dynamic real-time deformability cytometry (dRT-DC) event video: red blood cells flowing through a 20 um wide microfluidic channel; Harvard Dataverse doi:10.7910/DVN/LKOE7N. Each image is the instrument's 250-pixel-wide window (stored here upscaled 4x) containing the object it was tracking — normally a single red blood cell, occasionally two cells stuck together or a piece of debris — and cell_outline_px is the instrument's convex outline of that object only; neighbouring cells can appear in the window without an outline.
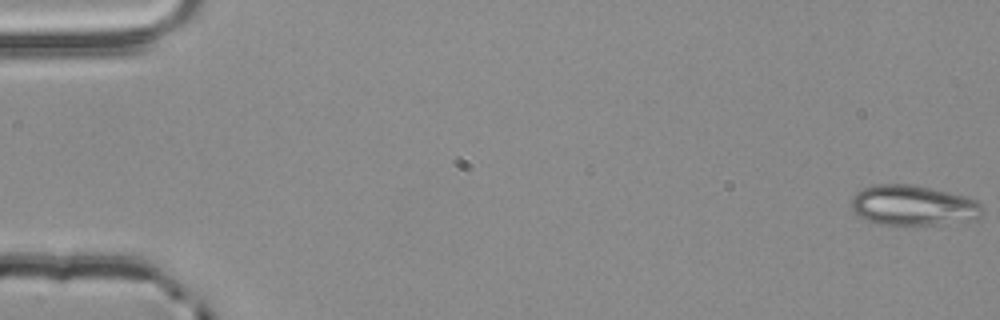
{"species": "common noctule bat (a hibernating species)", "species_latin": "Nyctalus noctula", "temperature_condition": "room temperature", "stored_images_in_passage": 55, "camera_frame_rate_fps": 3000, "um_per_image_px": 0.085, "animal": {"sex": "male", "body_mass_g": 20.4}, "frame": {"image": 1, "passage_image": 1, "time_ms": 0.0, "image_size_px": [1000, 320], "cell_outline_px": [[984, 212], [976, 220], [936, 224], [880, 224], [868, 220], [860, 216], [852, 208], [852, 196], [856, 192], [864, 188], [876, 184], [912, 184], [964, 196], [976, 200], [984, 208]], "centroid_in_image_um": [77.65, 17.45], "position_along_channel_um": 7.4, "area_um2": 30.46}}
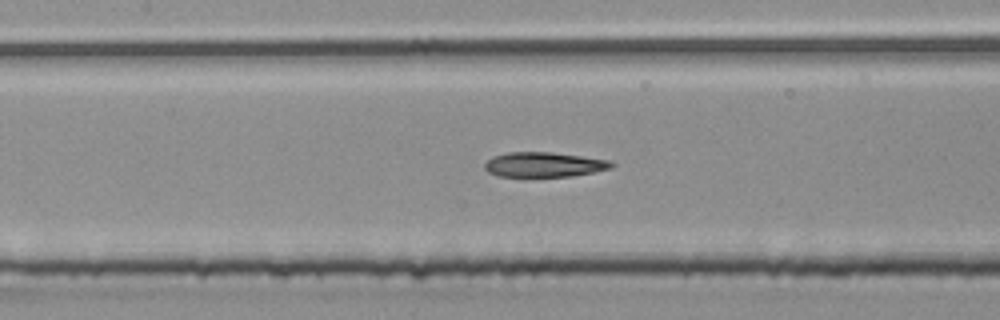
{"frame": {"image": 2, "passage_image": 26, "time_ms": 8.333, "image_size_px": [1000, 320], "cell_outline_px": [[616, 164], [612, 168], [572, 176], [500, 176], [488, 172], [484, 168], [484, 164], [492, 156], [508, 152], [552, 152], [612, 160]], "centroid_in_image_um": [46.27, 13.98], "position_along_channel_um": 161.1, "area_um2": 18.38}}
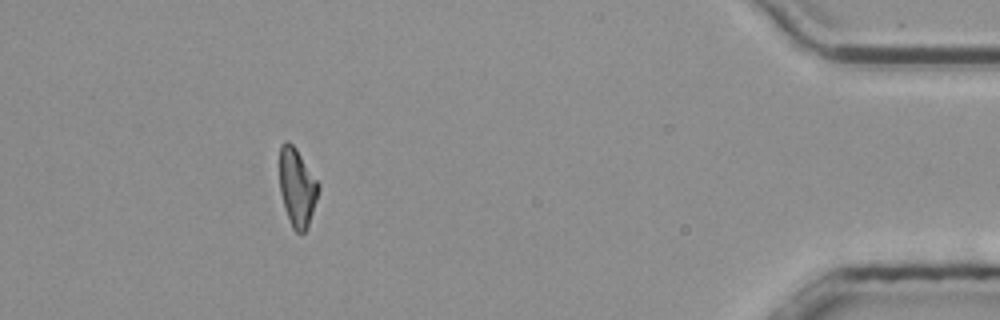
{"frame": {"image": 3, "passage_image": 50, "time_ms": 16.333, "image_size_px": [1000, 320], "cell_outline_px": [[320, 188], [308, 228], [300, 236], [292, 228], [284, 208], [280, 192], [280, 144], [284, 140], [288, 140], [296, 148], [320, 184]], "centroid_in_image_um": [25.26, 15.95], "position_along_channel_um": 409.9, "area_um2": 17.98}, "authors_computed_cell_mechanics": {"area_um2": 19.1318, "velocity_mm_per_s": 3.8581, "shape_relaxation_time_tau1_ms": 10.0574, "shape_relaxation_time_tau2_ms": 2.6606, "deformation_change_tau1": 0.2261, "deformation_change_tau2": 0.0977}}